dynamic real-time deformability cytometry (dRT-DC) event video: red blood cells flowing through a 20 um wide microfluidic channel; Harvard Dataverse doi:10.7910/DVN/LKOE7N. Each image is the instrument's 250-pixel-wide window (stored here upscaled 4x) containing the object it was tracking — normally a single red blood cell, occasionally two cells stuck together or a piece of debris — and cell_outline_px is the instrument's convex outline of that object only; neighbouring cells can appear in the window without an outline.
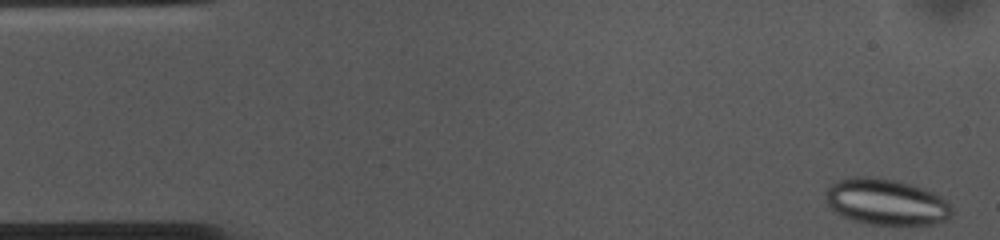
{"species": "common noctule bat (a hibernating species)", "species_latin": "Nyctalus noctula", "temperature_condition": "cold", "stored_images_in_passage": 53, "camera_frame_rate_fps": 3000, "um_per_image_px": 0.085, "animal": {"sex": "female", "body_mass_g": 10.0, "forearm_length_mm": 53.1}, "frame": {"image": 1, "passage_image": 1, "time_ms": 0.0, "image_size_px": [1000, 240], "cell_outline_px": [[952, 216], [948, 220], [936, 224], [864, 224], [852, 220], [828, 208], [824, 196], [824, 192], [832, 184], [840, 180], [852, 176], [876, 176], [896, 180], [924, 188], [940, 196], [952, 208]], "centroid_in_image_um": [75.3, 17.16], "position_along_channel_um": 9.7, "area_um2": 34.28}}
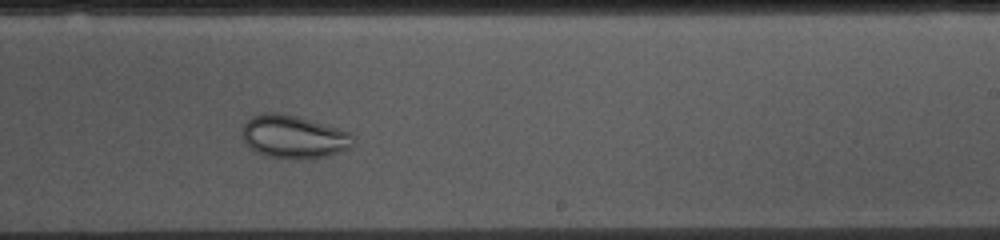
{"frame": {"image": 2, "passage_image": 31, "time_ms": 10.0, "image_size_px": [1000, 240], "cell_outline_px": [[352, 144], [348, 148], [328, 156], [288, 160], [268, 156], [256, 152], [248, 148], [244, 144], [240, 132], [244, 124], [252, 116], [264, 112], [276, 112], [296, 116], [352, 132]], "centroid_in_image_um": [24.89, 11.63], "position_along_channel_um": 264.1, "area_um2": 28.03}}
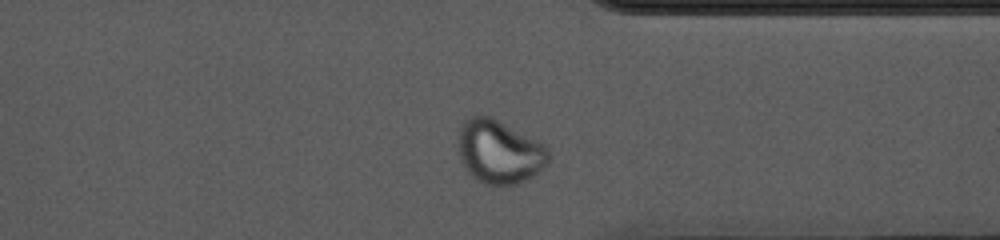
{"frame": {"image": 3, "passage_image": 40, "time_ms": 13.0, "image_size_px": [1000, 240], "cell_outline_px": [[548, 160], [544, 168], [540, 172], [516, 184], [484, 184], [472, 176], [464, 168], [460, 160], [456, 144], [456, 136], [464, 120], [468, 116], [492, 116], [540, 140], [548, 148]], "centroid_in_image_um": [42.41, 12.86], "position_along_channel_um": 369.0, "area_um2": 34.1}}